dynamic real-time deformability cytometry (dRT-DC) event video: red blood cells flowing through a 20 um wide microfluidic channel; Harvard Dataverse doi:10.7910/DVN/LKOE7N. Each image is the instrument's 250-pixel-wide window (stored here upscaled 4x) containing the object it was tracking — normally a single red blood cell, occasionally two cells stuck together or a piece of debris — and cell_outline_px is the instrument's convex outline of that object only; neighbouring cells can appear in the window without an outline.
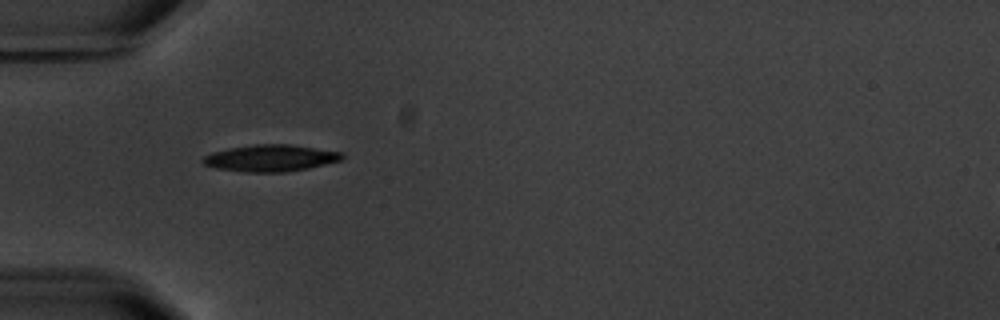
{"species": "common noctule bat (a hibernating species)", "species_latin": "Nyctalus noctula", "temperature_condition": "warm", "stored_images_in_passage": 7, "camera_frame_rate_fps": 3000, "um_per_image_px": 0.085, "animal": {"sex": "male", "body_mass_g": 20.1, "forearm_length_mm": 53.5}, "frame": {"image": 1, "passage_image": 1, "time_ms": 0.0, "image_size_px": [1000, 320], "cell_outline_px": [[344, 156], [340, 160], [308, 168], [284, 172], [244, 172], [216, 168], [204, 164], [200, 160], [204, 156], [212, 152], [228, 148], [252, 144], [288, 144], [344, 152]], "centroid_in_image_um": [22.97, 13.43], "position_along_channel_um": 62.0, "area_um2": 21.68}}
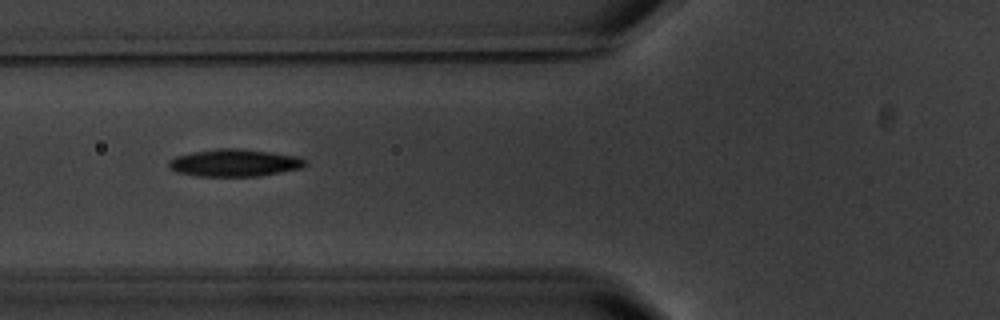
{"frame": {"image": 2, "passage_image": 2, "time_ms": 1.333, "image_size_px": [1000, 320], "cell_outline_px": [[308, 164], [300, 168], [260, 176], [196, 176], [176, 172], [168, 168], [168, 160], [176, 156], [192, 152], [220, 148], [240, 148], [272, 152], [296, 156], [308, 160]], "centroid_in_image_um": [19.92, 13.84], "position_along_channel_um": 105.9, "area_um2": 21.91}}
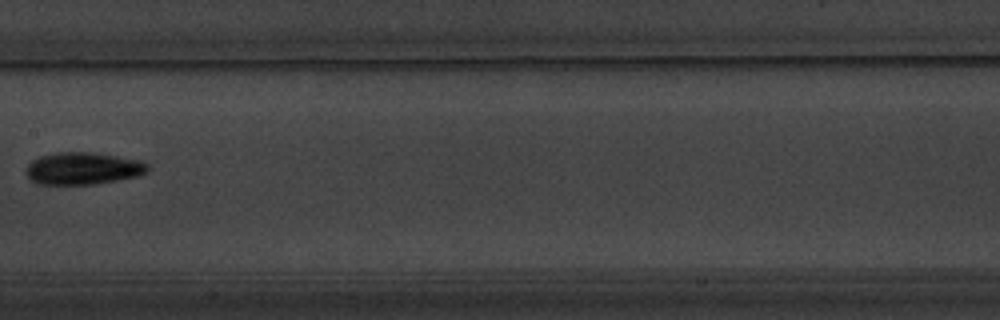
{"frame": {"image": 3, "passage_image": 4, "time_ms": 4.0, "image_size_px": [1000, 320], "cell_outline_px": [[148, 172], [136, 176], [96, 184], [36, 184], [28, 176], [28, 164], [32, 160], [40, 156], [56, 152], [92, 152], [140, 160], [148, 164]], "centroid_in_image_um": [7.06, 14.31], "position_along_channel_um": 200.3, "area_um2": 22.66}}